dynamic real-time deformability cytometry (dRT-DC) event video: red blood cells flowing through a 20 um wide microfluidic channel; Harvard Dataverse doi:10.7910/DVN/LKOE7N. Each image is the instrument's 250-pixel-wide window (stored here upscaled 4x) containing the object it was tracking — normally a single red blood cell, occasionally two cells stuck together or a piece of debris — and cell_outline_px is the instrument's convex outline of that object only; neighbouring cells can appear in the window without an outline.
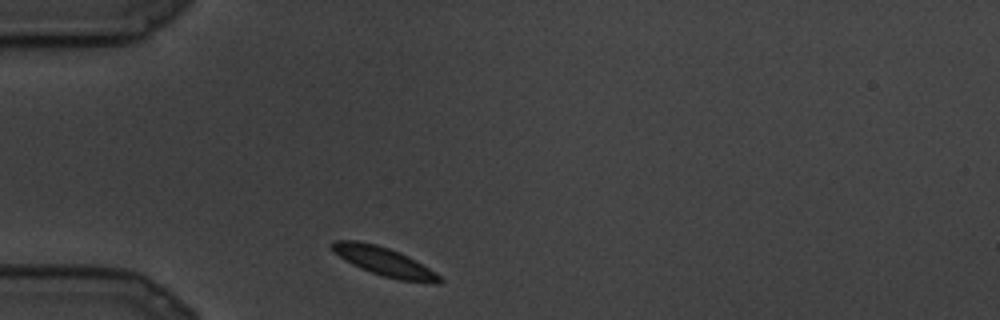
{"species": "common noctule bat (a hibernating species)", "species_latin": "Nyctalus noctula", "temperature_condition": "cold", "stored_images_in_passage": 20, "camera_frame_rate_fps": 3000, "um_per_image_px": 0.085, "animal": {"sex": "male", "body_mass_g": 19.5, "forearm_length_mm": 54.6}, "frame": {"image": 1, "passage_image": 1, "time_ms": 0.0, "image_size_px": [1000, 320], "cell_outline_px": [[444, 280], [440, 284], [436, 284], [400, 280], [384, 276], [360, 268], [344, 260], [328, 244], [332, 240], [360, 240], [376, 244], [400, 252], [416, 260], [440, 276]], "centroid_in_image_um": [32.66, 22.22], "position_along_channel_um": 52.3, "area_um2": 18.03}}
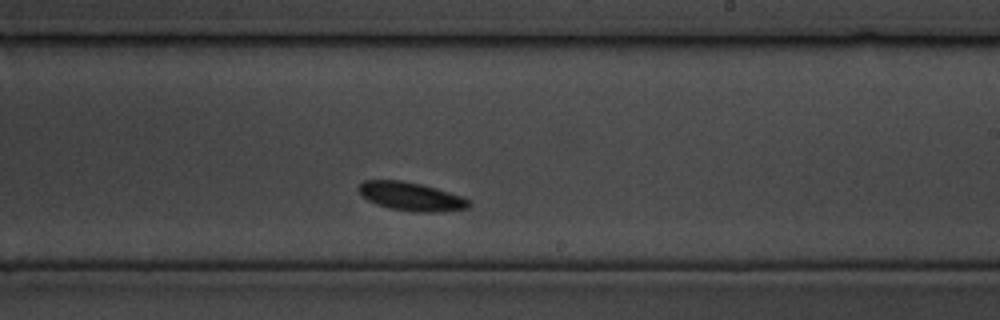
{"frame": {"image": 2, "passage_image": 10, "time_ms": 3.0, "image_size_px": [1000, 320], "cell_outline_px": [[472, 204], [468, 208], [444, 212], [412, 212], [392, 208], [376, 204], [360, 196], [356, 188], [364, 180], [400, 180], [420, 184], [436, 188], [460, 196], [468, 200]], "centroid_in_image_um": [34.91, 16.7], "position_along_channel_um": 254.1, "area_um2": 18.38}}
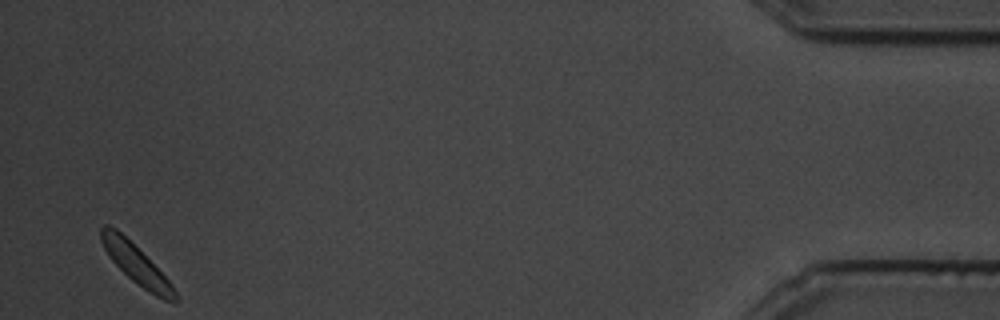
{"frame": {"image": 3, "passage_image": 20, "time_ms": 6.333, "image_size_px": [1000, 320], "cell_outline_px": [[180, 300], [164, 300], [148, 292], [136, 284], [112, 260], [104, 248], [100, 240], [100, 228], [104, 224], [108, 224], [116, 228], [172, 284]], "centroid_in_image_um": [11.54, 22.46], "position_along_channel_um": 423.7, "area_um2": 16.24}}